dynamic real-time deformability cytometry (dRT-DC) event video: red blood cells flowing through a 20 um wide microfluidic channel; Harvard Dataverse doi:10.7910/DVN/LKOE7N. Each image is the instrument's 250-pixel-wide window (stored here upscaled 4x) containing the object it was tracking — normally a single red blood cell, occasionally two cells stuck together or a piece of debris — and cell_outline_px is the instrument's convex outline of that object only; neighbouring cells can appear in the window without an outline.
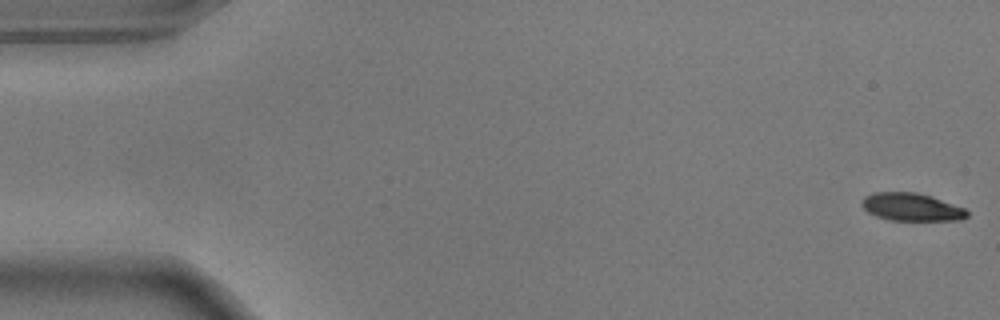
{"species": "common noctule bat (a hibernating species)", "species_latin": "Nyctalus noctula", "temperature_condition": "warm", "stored_images_in_passage": 17, "camera_frame_rate_fps": 3000, "um_per_image_px": 0.085, "animal": {"sex": "male", "body_mass_g": 17.9}, "frame": {"image": 1, "passage_image": 1, "time_ms": 0.0, "image_size_px": [1000, 320], "cell_outline_px": [[968, 216], [960, 220], [888, 220], [876, 216], [868, 212], [860, 204], [860, 200], [864, 196], [872, 192], [916, 192], [932, 196], [964, 208], [968, 212]], "centroid_in_image_um": [77.43, 17.59], "position_along_channel_um": 7.6, "area_um2": 17.17}}
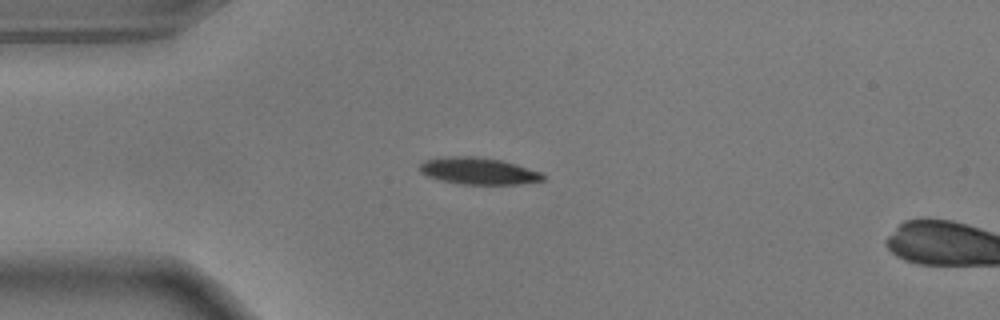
{"frame": {"image": 2, "passage_image": 14, "time_ms": 4.333, "image_size_px": [1000, 320], "cell_outline_px": [[544, 180], [520, 184], [460, 184], [440, 180], [428, 176], [420, 172], [420, 164], [424, 160], [448, 156], [476, 156], [500, 160], [516, 164], [540, 172], [544, 176]], "centroid_in_image_um": [40.64, 14.53], "position_along_channel_um": 44.4, "area_um2": 19.19}}